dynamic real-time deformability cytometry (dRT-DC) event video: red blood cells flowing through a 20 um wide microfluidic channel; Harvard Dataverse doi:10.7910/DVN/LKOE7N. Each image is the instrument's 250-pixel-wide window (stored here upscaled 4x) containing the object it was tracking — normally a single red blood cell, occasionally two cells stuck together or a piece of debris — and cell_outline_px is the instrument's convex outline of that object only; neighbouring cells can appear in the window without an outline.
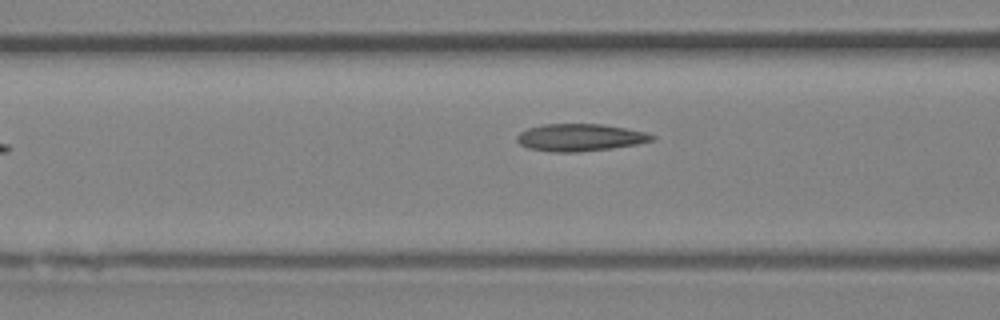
{"species": "Egyptian fruit bat (a non-hibernating species)", "species_latin": "Rousettus aegyptiacus", "temperature_condition": "room temperature", "stored_images_in_passage": 3, "camera_frame_rate_fps": 3000, "um_per_image_px": 0.085, "animal": {"sex": "female"}, "frame": {"image": 1, "passage_image": 3, "time_ms": 0.667, "image_size_px": [1000, 320], "cell_outline_px": [[656, 140], [636, 144], [612, 148], [576, 152], [552, 152], [528, 148], [520, 144], [516, 140], [516, 136], [520, 132], [528, 128], [544, 124], [600, 124], [624, 128], [644, 132], [656, 136]], "centroid_in_image_um": [49.28, 11.69], "position_along_channel_um": 117.3, "area_um2": 21.39}}